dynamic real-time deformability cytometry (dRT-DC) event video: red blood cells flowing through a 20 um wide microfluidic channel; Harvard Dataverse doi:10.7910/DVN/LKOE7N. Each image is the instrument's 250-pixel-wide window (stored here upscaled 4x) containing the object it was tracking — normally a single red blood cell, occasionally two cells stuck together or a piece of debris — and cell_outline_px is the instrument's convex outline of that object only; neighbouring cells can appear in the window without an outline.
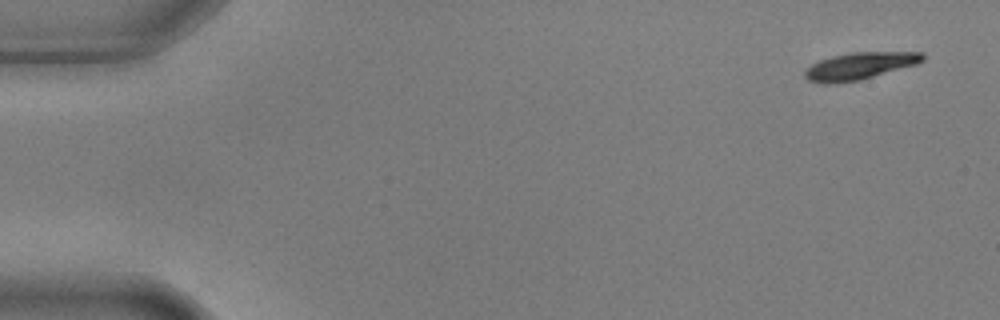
{"species": "common noctule bat (a hibernating species)", "species_latin": "Nyctalus noctula", "temperature_condition": "warm", "stored_images_in_passage": 4, "camera_frame_rate_fps": 3000, "um_per_image_px": 0.085, "animal": {"sex": "male", "body_mass_g": 17.9, "forearm_length_mm": 54.2}, "frame": {"image": 1, "passage_image": 1, "time_ms": 0.0, "image_size_px": [1000, 320], "cell_outline_px": [[924, 60], [916, 64], [860, 80], [828, 84], [824, 84], [808, 80], [804, 76], [804, 72], [812, 64], [820, 60], [832, 56], [852, 52], [924, 52]], "centroid_in_image_um": [73.06, 5.6], "position_along_channel_um": 11.9, "area_um2": 18.44}}
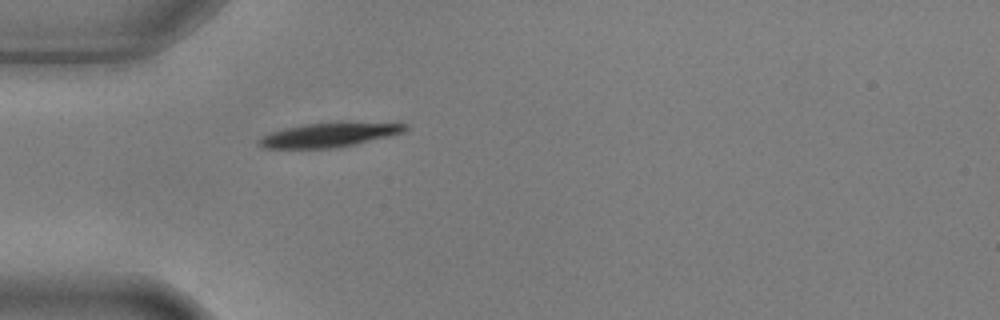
{"frame": {"image": 2, "passage_image": 4, "time_ms": 1.0, "image_size_px": [1000, 320], "cell_outline_px": [[408, 128], [404, 132], [388, 136], [352, 144], [332, 148], [264, 148], [256, 144], [256, 140], [268, 132], [284, 128], [304, 124], [336, 120], [400, 120], [408, 124]], "centroid_in_image_um": [28.12, 11.38], "position_along_channel_um": 56.9, "area_um2": 22.14}}